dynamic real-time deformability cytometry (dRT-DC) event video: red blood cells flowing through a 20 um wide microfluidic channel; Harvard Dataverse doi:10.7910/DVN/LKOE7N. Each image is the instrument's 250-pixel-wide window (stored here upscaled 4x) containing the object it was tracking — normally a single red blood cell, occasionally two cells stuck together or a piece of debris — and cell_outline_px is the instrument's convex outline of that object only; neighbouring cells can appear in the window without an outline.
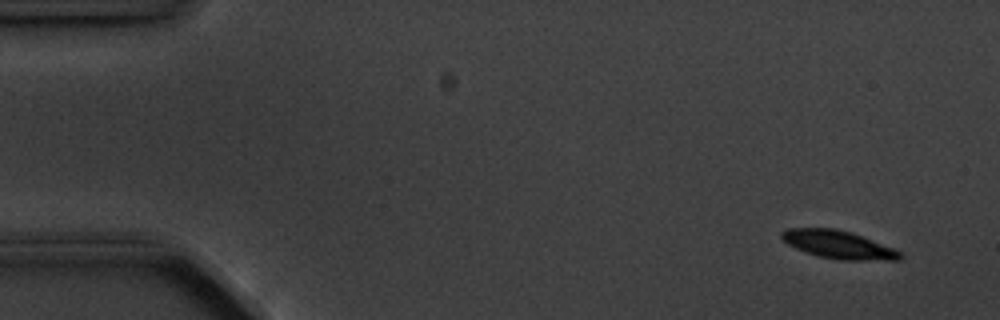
{"species": "common noctule bat (a hibernating species)", "species_latin": "Nyctalus noctula", "temperature_condition": "cold", "stored_images_in_passage": 5, "camera_frame_rate_fps": 3000, "um_per_image_px": 0.085, "animal": {"sex": "male", "body_mass_g": 20.1, "forearm_length_mm": 53.5}, "frame": {"image": 1, "passage_image": 1, "time_ms": 0.0, "image_size_px": [1000, 320], "cell_outline_px": [[904, 256], [900, 260], [840, 260], [816, 256], [796, 248], [788, 244], [780, 236], [780, 232], [788, 228], [836, 228], [852, 232], [892, 248], [900, 252]], "centroid_in_image_um": [71.25, 20.79], "position_along_channel_um": 13.8, "area_um2": 19.31}}
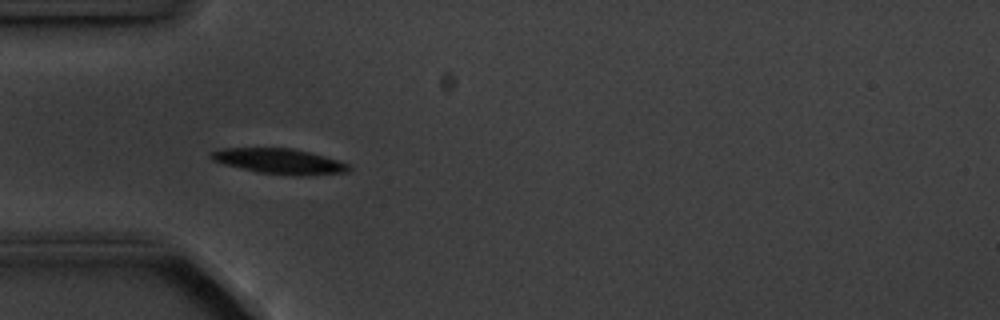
{"frame": {"image": 2, "passage_image": 4, "time_ms": 4.333, "image_size_px": [1000, 320], "cell_outline_px": [[352, 168], [348, 172], [300, 176], [292, 176], [256, 172], [224, 164], [212, 160], [208, 156], [208, 152], [224, 148], [292, 148], [312, 152], [348, 164]], "centroid_in_image_um": [23.72, 13.71], "position_along_channel_um": 61.3, "area_um2": 20.52}}